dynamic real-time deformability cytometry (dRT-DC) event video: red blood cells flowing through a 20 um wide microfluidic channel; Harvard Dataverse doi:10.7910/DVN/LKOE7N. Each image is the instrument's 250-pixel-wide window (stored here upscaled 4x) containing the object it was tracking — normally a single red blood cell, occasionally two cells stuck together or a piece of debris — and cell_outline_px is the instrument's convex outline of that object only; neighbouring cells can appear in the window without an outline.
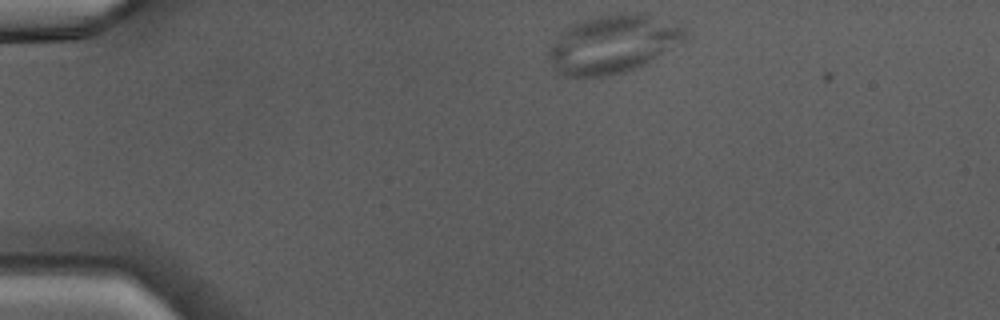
{"species": "Egyptian fruit bat (a non-hibernating species)", "species_latin": "Rousettus aegyptiacus", "temperature_condition": "warm", "stored_images_in_passage": 38, "camera_frame_rate_fps": 3000, "um_per_image_px": 0.085, "animal": {"sex": "male"}, "frame": {"image": 1, "passage_image": 1, "time_ms": 0.0, "image_size_px": [1000, 320], "cell_outline_px": [[684, 40], [680, 44], [652, 60], [644, 64], [624, 72], [608, 76], [564, 76], [552, 68], [548, 56], [548, 52], [552, 44], [572, 24], [584, 20], [616, 12], [636, 12], [680, 20], [684, 28]], "centroid_in_image_um": [52.17, 3.72], "position_along_channel_um": 32.8, "area_um2": 46.47}}